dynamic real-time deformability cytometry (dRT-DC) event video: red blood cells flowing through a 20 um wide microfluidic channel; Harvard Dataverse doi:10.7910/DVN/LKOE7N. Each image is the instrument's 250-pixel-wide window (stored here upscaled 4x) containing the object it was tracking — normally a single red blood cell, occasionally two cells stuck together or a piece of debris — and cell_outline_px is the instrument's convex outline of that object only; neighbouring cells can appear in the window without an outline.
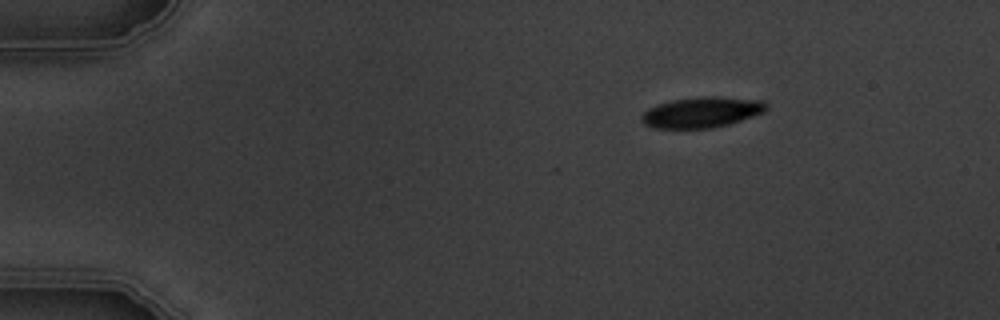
{"species": "common noctule bat (a hibernating species)", "species_latin": "Nyctalus noctula", "temperature_condition": "warm", "stored_images_in_passage": 4, "camera_frame_rate_fps": 3000, "um_per_image_px": 0.085, "animal": {"sex": "male", "body_mass_g": 19.5, "forearm_length_mm": 54.6}, "frame": {"image": 1, "passage_image": 4, "time_ms": 4.333, "image_size_px": [1000, 320], "cell_outline_px": [[768, 108], [764, 112], [728, 124], [712, 128], [652, 128], [644, 124], [640, 120], [640, 116], [648, 108], [656, 104], [672, 100], [704, 96], [716, 96], [764, 100], [768, 104]], "centroid_in_image_um": [59.63, 9.53], "position_along_channel_um": 25.4, "area_um2": 22.43}}